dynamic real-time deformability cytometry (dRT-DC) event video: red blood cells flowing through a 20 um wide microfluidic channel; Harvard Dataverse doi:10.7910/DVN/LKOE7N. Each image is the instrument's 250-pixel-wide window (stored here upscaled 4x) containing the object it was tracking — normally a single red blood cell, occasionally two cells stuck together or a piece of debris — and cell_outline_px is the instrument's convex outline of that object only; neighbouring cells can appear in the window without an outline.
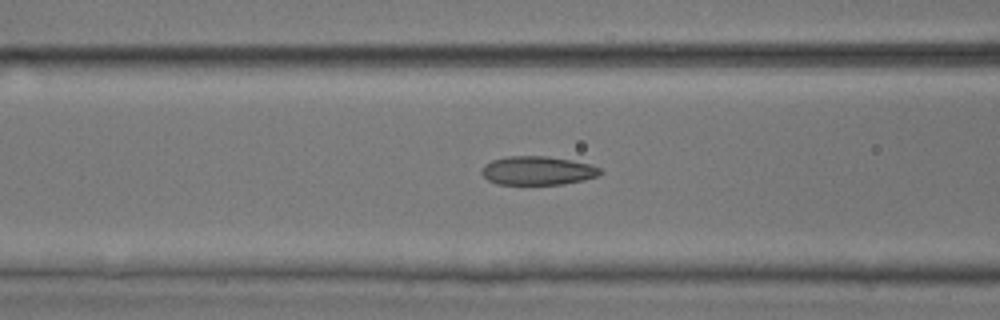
{"species": "common noctule bat (a hibernating species)", "species_latin": "Nyctalus noctula", "temperature_condition": "room temperature", "stored_images_in_passage": 41, "camera_frame_rate_fps": 3000, "um_per_image_px": 0.085, "animal": {"sex": "male", "body_mass_g": 17.9, "forearm_length_mm": 54.2}, "frame": {"image": 1, "passage_image": 20, "time_ms": 6.333, "image_size_px": [1000, 320], "cell_outline_px": [[604, 172], [600, 176], [584, 180], [564, 184], [496, 184], [488, 180], [480, 172], [480, 168], [484, 164], [492, 160], [508, 156], [548, 156], [572, 160], [588, 164], [600, 168]], "centroid_in_image_um": [45.7, 14.5], "position_along_channel_um": 120.9, "area_um2": 20.06}}
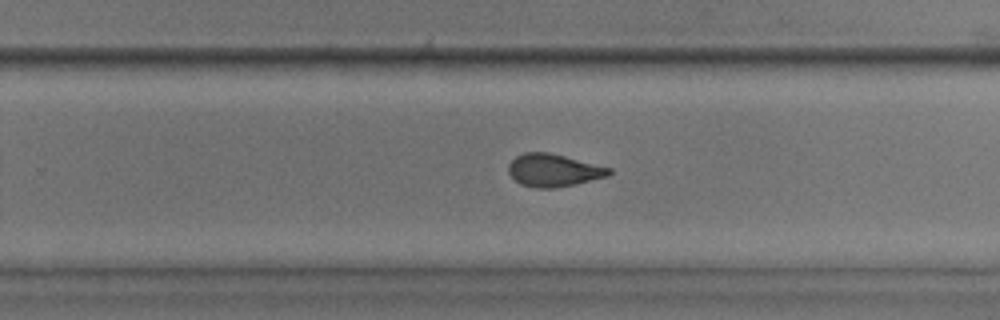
{"frame": {"image": 2, "passage_image": 32, "time_ms": 10.333, "image_size_px": [1000, 320], "cell_outline_px": [[612, 172], [608, 176], [556, 188], [536, 188], [520, 184], [508, 172], [508, 164], [516, 156], [524, 152], [548, 152], [612, 168]], "centroid_in_image_um": [47.03, 14.47], "position_along_channel_um": 282.8, "area_um2": 19.02}}
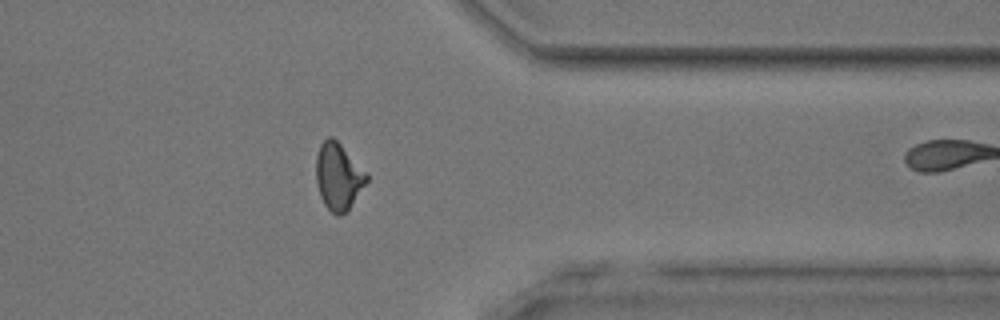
{"frame": {"image": 3, "passage_image": 40, "time_ms": 13.0, "image_size_px": [1000, 320], "cell_outline_px": [[368, 180], [348, 212], [340, 216], [336, 216], [324, 204], [320, 196], [316, 184], [316, 156], [320, 144], [328, 136], [332, 136], [368, 172]], "centroid_in_image_um": [28.77, 15.02], "position_along_channel_um": 382.6, "area_um2": 20.0}}